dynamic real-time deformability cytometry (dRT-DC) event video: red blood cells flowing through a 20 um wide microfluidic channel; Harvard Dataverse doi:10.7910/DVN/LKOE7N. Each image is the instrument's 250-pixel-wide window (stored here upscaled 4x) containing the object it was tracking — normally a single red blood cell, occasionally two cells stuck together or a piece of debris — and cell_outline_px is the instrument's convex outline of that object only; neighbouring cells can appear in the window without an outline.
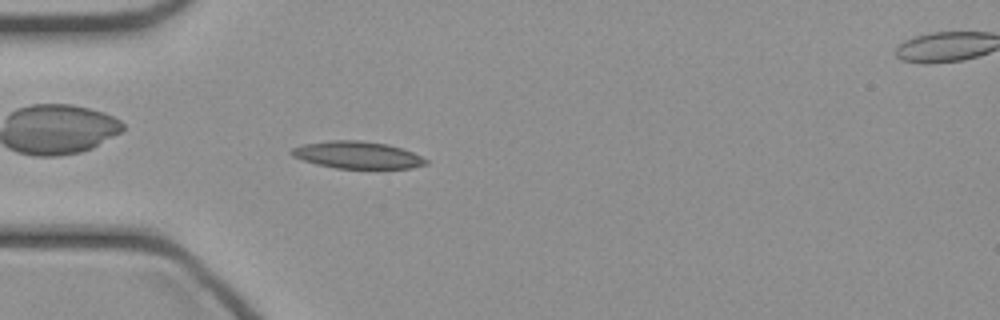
{"species": "common noctule bat (a hibernating species)", "species_latin": "Nyctalus noctula", "temperature_condition": "cold", "stored_images_in_passage": 43, "camera_frame_rate_fps": 3000, "um_per_image_px": 0.085, "animal": {"sex": "female", "body_mass_g": 21.9}, "frame": {"image": 1, "passage_image": 10, "time_ms": 3.0, "image_size_px": [1000, 320], "cell_outline_px": [[428, 164], [412, 168], [336, 168], [316, 164], [292, 156], [288, 152], [292, 148], [304, 144], [332, 140], [360, 140], [388, 144], [412, 152], [428, 160]], "centroid_in_image_um": [30.37, 13.17], "position_along_channel_um": 54.6, "area_um2": 21.15}}
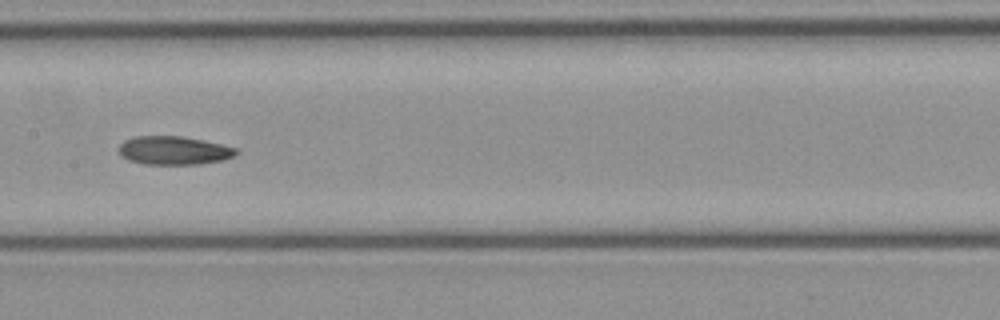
{"frame": {"image": 2, "passage_image": 20, "time_ms": 6.333, "image_size_px": [1000, 320], "cell_outline_px": [[240, 152], [236, 156], [224, 160], [200, 164], [144, 164], [128, 160], [120, 156], [120, 144], [124, 140], [136, 136], [180, 136], [204, 140], [240, 148]], "centroid_in_image_um": [14.85, 12.79], "position_along_channel_um": 192.6, "area_um2": 19.77}}
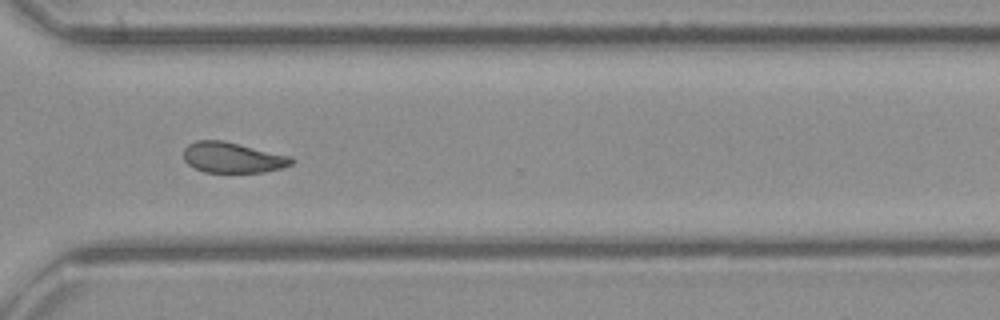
{"frame": {"image": 3, "passage_image": 31, "time_ms": 10.0, "image_size_px": [1000, 320], "cell_outline_px": [[296, 160], [292, 164], [280, 168], [264, 172], [204, 172], [188, 164], [184, 160], [184, 148], [188, 144], [196, 140], [224, 140], [292, 156]], "centroid_in_image_um": [19.79, 13.38], "position_along_channel_um": 350.8, "area_um2": 19.36}}